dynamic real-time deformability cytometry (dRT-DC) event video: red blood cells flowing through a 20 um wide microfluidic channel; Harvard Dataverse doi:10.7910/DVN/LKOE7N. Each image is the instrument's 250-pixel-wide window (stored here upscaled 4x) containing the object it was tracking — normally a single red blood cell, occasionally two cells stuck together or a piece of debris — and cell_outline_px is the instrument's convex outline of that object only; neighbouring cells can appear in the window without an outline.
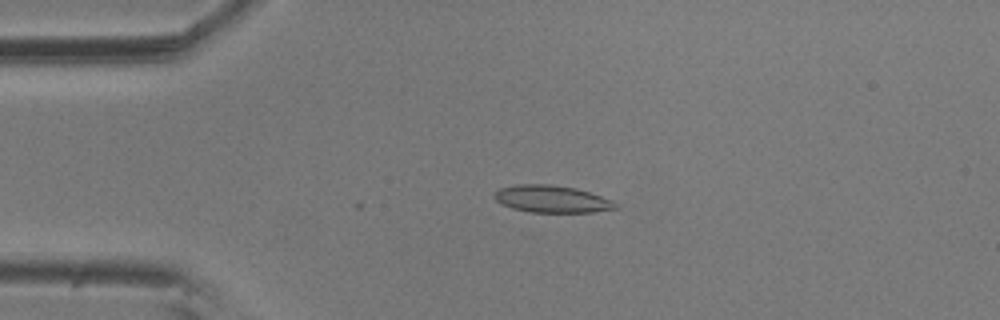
{"species": "common noctule bat (a hibernating species)", "species_latin": "Nyctalus noctula", "temperature_condition": "room temperature", "stored_images_in_passage": 4, "camera_frame_rate_fps": 3000, "um_per_image_px": 0.085, "animal": {"sex": "male", "body_mass_g": 20.5, "forearm_length_mm": 52.5}, "frame": {"image": 1, "passage_image": 3, "time_ms": 0.667, "image_size_px": [1000, 320], "cell_outline_px": [[620, 208], [592, 212], [532, 212], [512, 208], [500, 204], [492, 196], [500, 188], [516, 184], [552, 184], [576, 188], [612, 200]], "centroid_in_image_um": [46.88, 16.91], "position_along_channel_um": 38.1, "area_um2": 19.19}}